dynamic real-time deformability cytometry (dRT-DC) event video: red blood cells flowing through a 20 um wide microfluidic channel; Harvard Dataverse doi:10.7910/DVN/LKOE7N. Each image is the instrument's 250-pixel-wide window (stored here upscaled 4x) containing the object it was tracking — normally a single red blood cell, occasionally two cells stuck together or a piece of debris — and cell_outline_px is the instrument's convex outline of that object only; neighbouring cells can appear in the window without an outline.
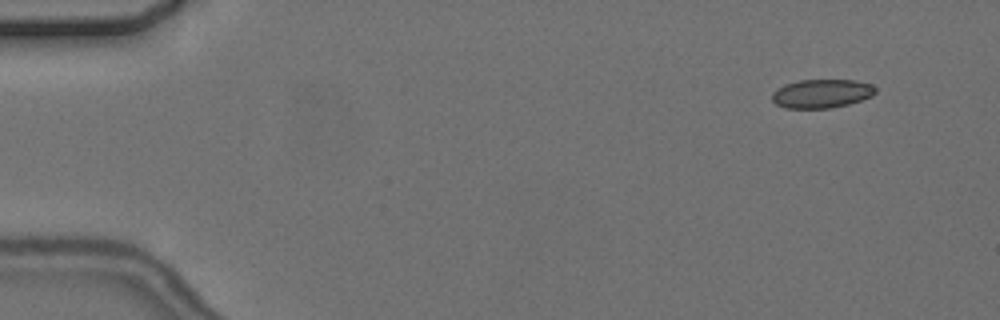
{"species": "common noctule bat (a hibernating species)", "species_latin": "Nyctalus noctula", "temperature_condition": "cold", "stored_images_in_passage": 6, "camera_frame_rate_fps": 3000, "um_per_image_px": 0.085, "animal": {"sex": "female", "body_mass_g": 24.6, "forearm_length_mm": 56.2}, "frame": {"image": 1, "passage_image": 2, "time_ms": 1.333, "image_size_px": [1000, 320], "cell_outline_px": [[876, 92], [872, 96], [848, 104], [832, 108], [784, 108], [776, 104], [772, 100], [772, 92], [776, 88], [784, 84], [800, 80], [856, 80], [872, 84], [876, 88]], "centroid_in_image_um": [69.83, 7.95], "position_along_channel_um": 15.2, "area_um2": 17.46}}
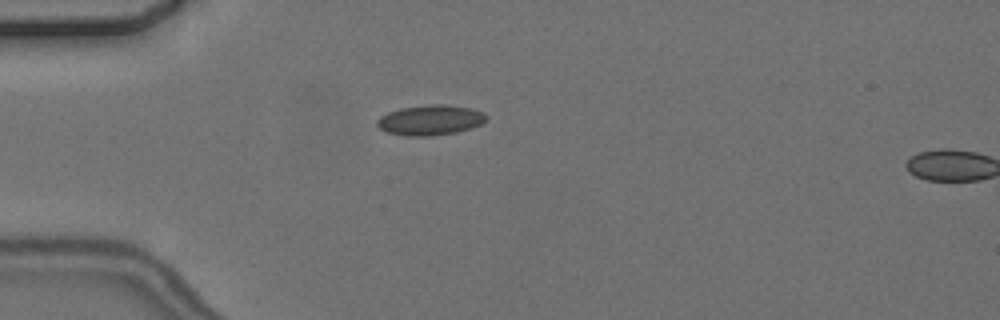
{"frame": {"image": 2, "passage_image": 5, "time_ms": 5.0, "image_size_px": [1000, 320], "cell_outline_px": [[488, 116], [480, 124], [472, 128], [456, 132], [428, 136], [408, 136], [388, 132], [380, 128], [376, 124], [376, 120], [380, 116], [388, 112], [400, 108], [432, 104], [444, 104], [472, 108], [484, 112]], "centroid_in_image_um": [36.58, 10.2], "position_along_channel_um": 48.4, "area_um2": 19.19}}